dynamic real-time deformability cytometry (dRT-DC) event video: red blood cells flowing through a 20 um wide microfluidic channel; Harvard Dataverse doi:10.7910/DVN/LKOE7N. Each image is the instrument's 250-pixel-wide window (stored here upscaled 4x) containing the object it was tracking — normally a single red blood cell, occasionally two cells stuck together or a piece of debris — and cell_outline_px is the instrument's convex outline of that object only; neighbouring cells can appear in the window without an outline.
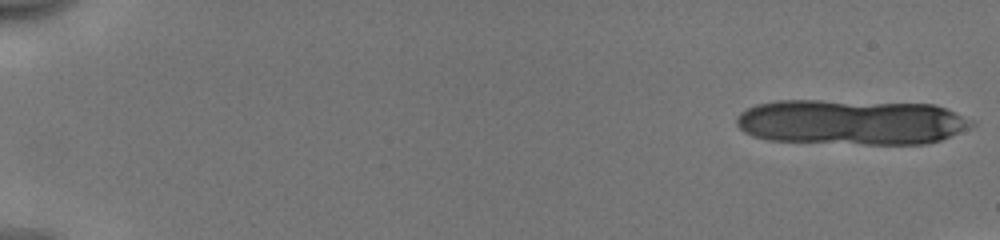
{"species": "human", "species_latin": "Homo sapiens", "temperature_condition": "cold", "stored_images_in_passage": 13, "camera_frame_rate_fps": 3000, "um_per_image_px": 0.085, "donor": {"sex": "male"}, "frame": {"image": 1, "passage_image": 1, "time_ms": 0.0, "image_size_px": [1000, 240], "cell_outline_px": [[976, 124], [972, 128], [940, 140], [928, 144], [864, 144], [768, 140], [752, 136], [744, 132], [736, 124], [736, 116], [740, 112], [756, 104], [776, 100], [820, 100], [932, 104], [944, 108], [972, 120]], "centroid_in_image_um": [72.35, 10.38], "position_along_channel_um": 12.6, "area_um2": 62.48}}